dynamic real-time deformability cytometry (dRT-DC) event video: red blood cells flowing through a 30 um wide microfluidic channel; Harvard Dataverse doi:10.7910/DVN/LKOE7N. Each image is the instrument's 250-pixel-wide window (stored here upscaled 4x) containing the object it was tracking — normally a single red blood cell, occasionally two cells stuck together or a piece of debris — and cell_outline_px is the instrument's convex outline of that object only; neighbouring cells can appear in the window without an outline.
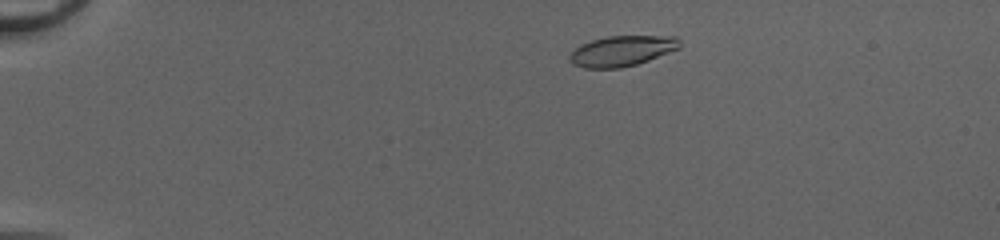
{"species": "common noctule bat (a hibernating species)", "species_latin": "Nyctalus noctula", "temperature_condition": "cold", "stored_images_in_passage": 45, "camera_frame_rate_fps": 3000, "um_per_image_px": 0.085, "animal": {"sex": "female", "body_mass_g": 20.0, "forearm_length_mm": 54.0}, "frame": {"image": 1, "passage_image": 5, "time_ms": 1.333, "image_size_px": [1000, 240], "cell_outline_px": [[680, 48], [648, 60], [636, 64], [620, 68], [584, 68], [572, 64], [568, 60], [568, 56], [580, 44], [592, 40], [608, 36], [676, 36], [680, 40]], "centroid_in_image_um": [52.84, 4.33], "position_along_channel_um": 32.2, "area_um2": 19.54}}
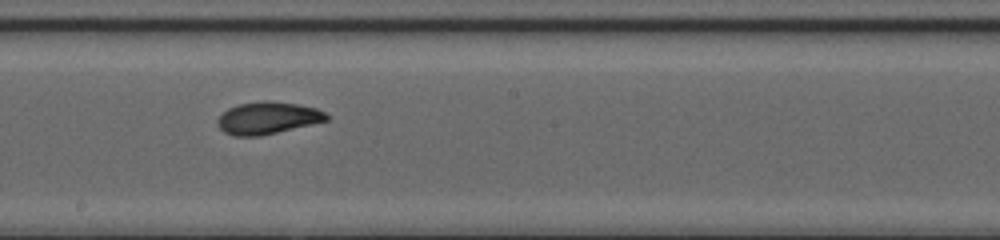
{"frame": {"image": 2, "passage_image": 25, "time_ms": 8.0, "image_size_px": [1000, 240], "cell_outline_px": [[328, 120], [312, 124], [260, 136], [232, 136], [224, 132], [216, 124], [216, 120], [228, 108], [240, 104], [264, 100], [272, 100], [296, 104], [316, 108], [324, 112], [328, 116]], "centroid_in_image_um": [22.72, 10.03], "position_along_channel_um": 225.5, "area_um2": 20.4}}
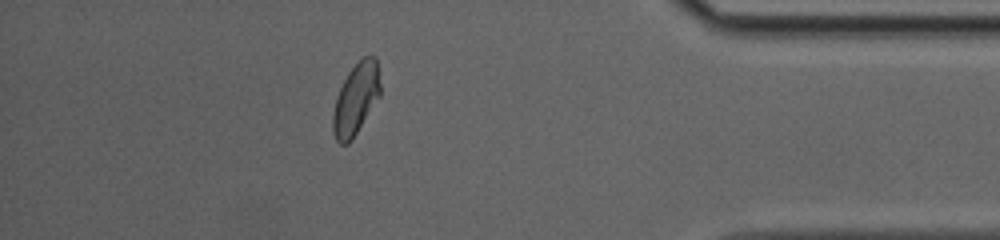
{"frame": {"image": 3, "passage_image": 40, "time_ms": 13.0, "image_size_px": [1000, 240], "cell_outline_px": [[380, 96], [352, 140], [348, 144], [340, 144], [336, 140], [332, 132], [332, 116], [336, 96], [348, 72], [364, 56], [376, 56], [380, 84]], "centroid_in_image_um": [30.24, 8.44], "position_along_channel_um": 405.0, "area_um2": 19.71}, "authors_computed_cell_mechanics": {"area_um2": 19.7676, "velocity_mm_per_s": 4.1866, "shape_relaxation_time_tau1_ms": 3.2696, "shape_relaxation_time_tau2_ms": 1.573, "deformation_change_tau1": 0.1397, "deformation_change_tau2": 0.0625}}